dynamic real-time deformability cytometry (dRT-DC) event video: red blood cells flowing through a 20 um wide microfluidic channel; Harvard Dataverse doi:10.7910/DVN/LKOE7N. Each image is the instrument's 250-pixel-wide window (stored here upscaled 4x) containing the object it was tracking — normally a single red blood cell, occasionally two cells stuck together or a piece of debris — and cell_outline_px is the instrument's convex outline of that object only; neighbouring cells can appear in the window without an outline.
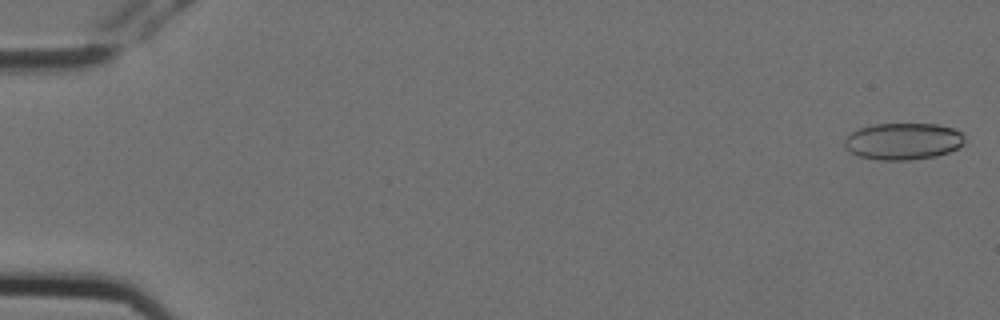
{"species": "Egyptian fruit bat (a non-hibernating species)", "species_latin": "Rousettus aegyptiacus", "temperature_condition": "cold", "stored_images_in_passage": 7, "camera_frame_rate_fps": 3000, "um_per_image_px": 0.085, "animal": {"sex": "female"}, "frame": {"image": 1, "passage_image": 1, "time_ms": 0.0, "image_size_px": [1000, 320], "cell_outline_px": [[964, 144], [948, 152], [936, 156], [908, 160], [880, 160], [860, 156], [844, 148], [844, 140], [852, 132], [860, 128], [876, 124], [936, 124], [952, 128], [960, 132], [964, 136]], "centroid_in_image_um": [76.77, 12.01], "position_along_channel_um": 8.2, "area_um2": 25.55}}
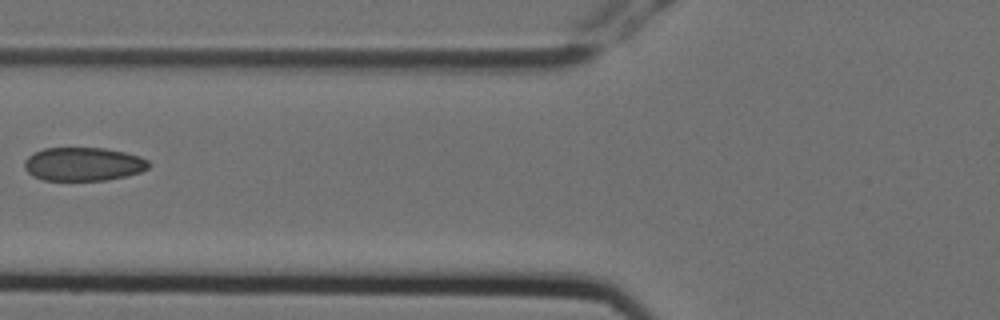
{"frame": {"image": 2, "passage_image": 6, "time_ms": 1.667, "image_size_px": [1000, 320], "cell_outline_px": [[148, 168], [140, 172], [124, 176], [104, 180], [44, 180], [32, 176], [24, 168], [24, 160], [28, 156], [44, 148], [104, 148], [124, 152], [140, 156], [148, 160]], "centroid_in_image_um": [7.05, 13.94], "position_along_channel_um": 118.7, "area_um2": 24.16}}
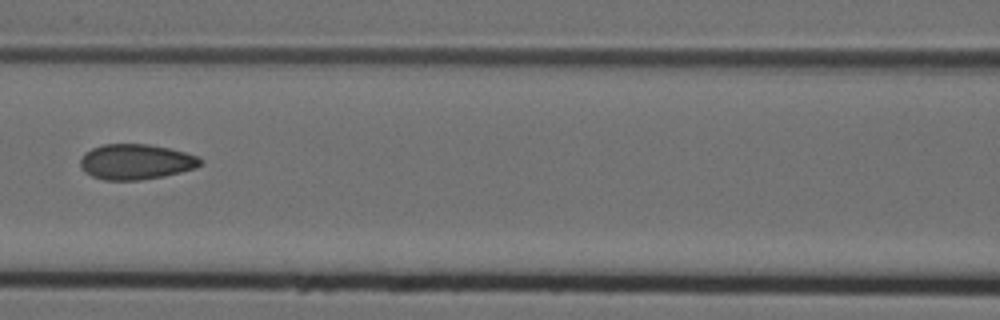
{"frame": {"image": 3, "passage_image": 7, "time_ms": 2.0, "image_size_px": [1000, 320], "cell_outline_px": [[204, 160], [196, 168], [164, 176], [140, 180], [104, 180], [92, 176], [84, 172], [80, 164], [80, 160], [84, 152], [92, 148], [104, 144], [148, 144], [168, 148], [184, 152], [196, 156]], "centroid_in_image_um": [11.53, 13.75], "position_along_channel_um": 155.1, "area_um2": 24.74}}